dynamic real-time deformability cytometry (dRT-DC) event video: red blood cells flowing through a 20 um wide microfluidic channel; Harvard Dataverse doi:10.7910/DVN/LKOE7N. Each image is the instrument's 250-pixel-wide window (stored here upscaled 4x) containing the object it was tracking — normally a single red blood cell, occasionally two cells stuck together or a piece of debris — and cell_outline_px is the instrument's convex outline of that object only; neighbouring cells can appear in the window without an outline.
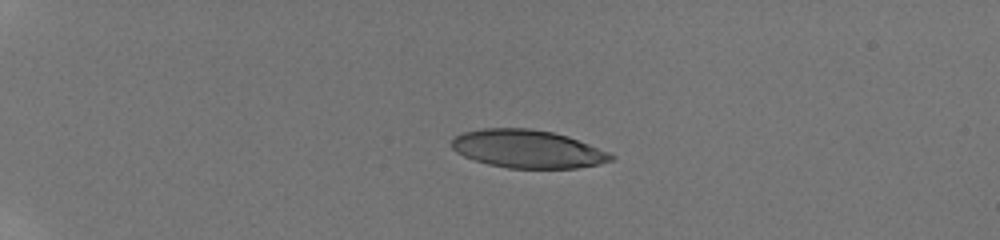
{"species": "human", "species_latin": "Homo sapiens", "temperature_condition": "room temperature", "stored_images_in_passage": 41, "camera_frame_rate_fps": 3000, "um_per_image_px": 0.085, "donor": {"sex": "male"}, "frame": {"image": 1, "passage_image": 1, "time_ms": 0.0, "image_size_px": [1000, 240], "cell_outline_px": [[616, 156], [612, 160], [596, 164], [576, 168], [508, 168], [488, 164], [464, 156], [456, 152], [452, 148], [452, 140], [456, 136], [464, 132], [480, 128], [528, 128], [552, 132], [568, 136], [608, 152]], "centroid_in_image_um": [44.83, 12.65], "position_along_channel_um": 40.2, "area_um2": 35.08}}
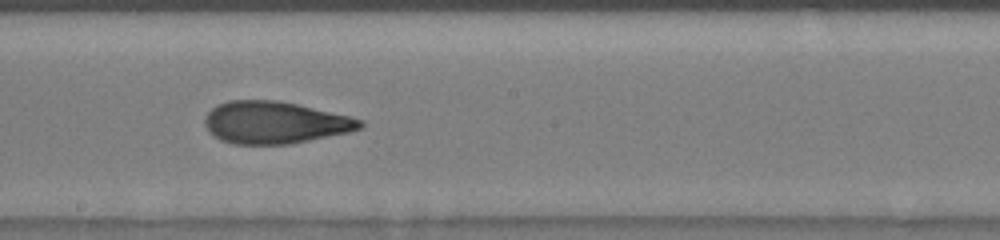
{"frame": {"image": 2, "passage_image": 21, "time_ms": 6.667, "image_size_px": [1000, 240], "cell_outline_px": [[364, 124], [360, 128], [348, 132], [292, 144], [232, 144], [220, 140], [212, 136], [208, 132], [204, 124], [204, 116], [216, 104], [228, 100], [280, 100], [348, 116], [364, 120]], "centroid_in_image_um": [23.3, 10.41], "position_along_channel_um": 224.9, "area_um2": 38.38}}
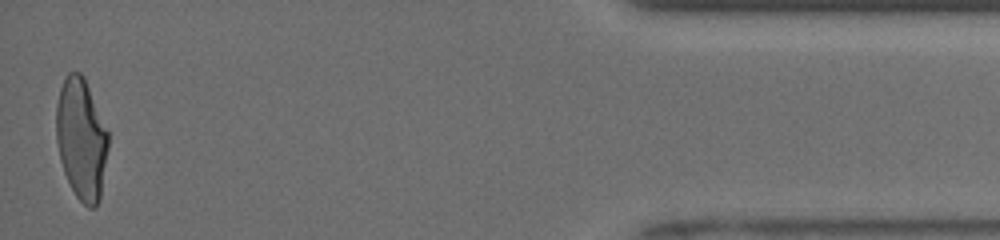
{"frame": {"image": 3, "passage_image": 41, "time_ms": 13.333, "image_size_px": [1000, 240], "cell_outline_px": [[108, 148], [100, 200], [96, 208], [88, 208], [76, 196], [64, 172], [60, 160], [56, 140], [56, 104], [60, 88], [68, 72], [80, 72], [84, 76], [108, 132]], "centroid_in_image_um": [6.91, 11.82], "position_along_channel_um": 428.3, "area_um2": 36.76}, "authors_computed_cell_mechanics": {"area_um2": 37.8012, "velocity_mm_per_s": 3.9574, "shape_relaxation_time_tau1_ms": 6.5552, "shape_relaxation_time_tau2_ms": 1.1131, "deformation_change_tau1": 0.2451, "deformation_change_tau2": 0.0894}}